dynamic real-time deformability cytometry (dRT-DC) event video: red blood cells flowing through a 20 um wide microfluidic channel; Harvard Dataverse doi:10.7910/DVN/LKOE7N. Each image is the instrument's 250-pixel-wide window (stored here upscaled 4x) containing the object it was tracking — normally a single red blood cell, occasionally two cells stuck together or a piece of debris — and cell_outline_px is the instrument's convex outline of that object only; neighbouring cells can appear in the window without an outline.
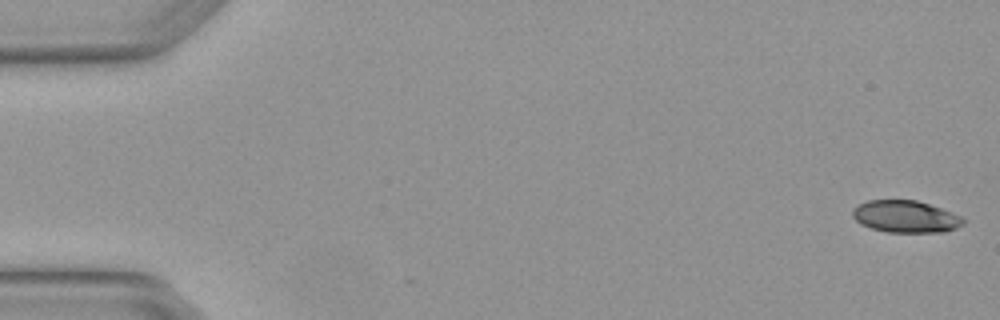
{"species": "Egyptian fruit bat (a non-hibernating species)", "species_latin": "Rousettus aegyptiacus", "temperature_condition": "warm", "stored_images_in_passage": 4, "camera_frame_rate_fps": 3000, "um_per_image_px": 0.085, "animal": {"sex": "female"}, "frame": {"image": 1, "passage_image": 1, "time_ms": 0.0, "image_size_px": [1000, 320], "cell_outline_px": [[968, 220], [964, 224], [956, 228], [944, 232], [888, 232], [872, 228], [860, 224], [852, 216], [852, 208], [868, 200], [916, 200], [940, 208], [960, 216]], "centroid_in_image_um": [76.98, 18.41], "position_along_channel_um": 8.0, "area_um2": 20.63}}
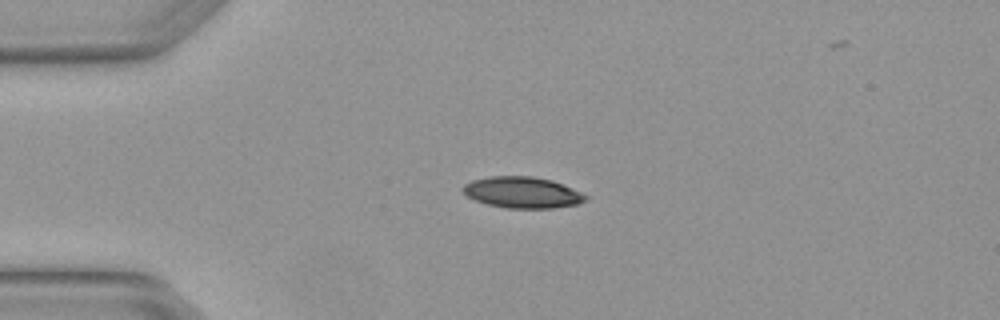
{"frame": {"image": 2, "passage_image": 4, "time_ms": 1.0, "image_size_px": [1000, 320], "cell_outline_px": [[588, 200], [576, 204], [552, 208], [508, 208], [488, 204], [476, 200], [468, 196], [460, 188], [464, 184], [472, 180], [488, 176], [532, 176], [552, 180], [572, 188], [588, 196]], "centroid_in_image_um": [44.4, 16.35], "position_along_channel_um": 40.6, "area_um2": 22.25}}